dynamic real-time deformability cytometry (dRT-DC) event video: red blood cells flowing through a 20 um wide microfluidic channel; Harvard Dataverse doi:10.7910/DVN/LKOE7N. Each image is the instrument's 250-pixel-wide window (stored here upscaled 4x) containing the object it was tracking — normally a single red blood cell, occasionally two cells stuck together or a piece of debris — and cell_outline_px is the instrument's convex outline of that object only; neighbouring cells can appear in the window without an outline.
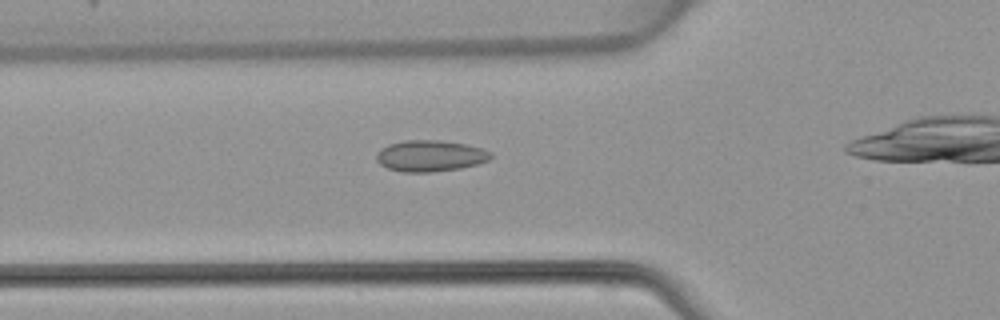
{"species": "common noctule bat (a hibernating species)", "species_latin": "Nyctalus noctula", "temperature_condition": "warm", "stored_images_in_passage": 33, "camera_frame_rate_fps": 3000, "um_per_image_px": 0.085, "animal": {"sex": "female", "body_mass_g": 22.7, "forearm_length_mm": 54.2}, "frame": {"image": 1, "passage_image": 9, "time_ms": 2.667, "image_size_px": [1000, 320], "cell_outline_px": [[492, 156], [488, 160], [476, 164], [460, 168], [432, 172], [400, 172], [388, 168], [380, 164], [376, 160], [376, 152], [380, 148], [388, 144], [404, 140], [440, 140], [468, 144], [492, 152]], "centroid_in_image_um": [36.53, 13.24], "position_along_channel_um": 89.3, "area_um2": 20.98}}
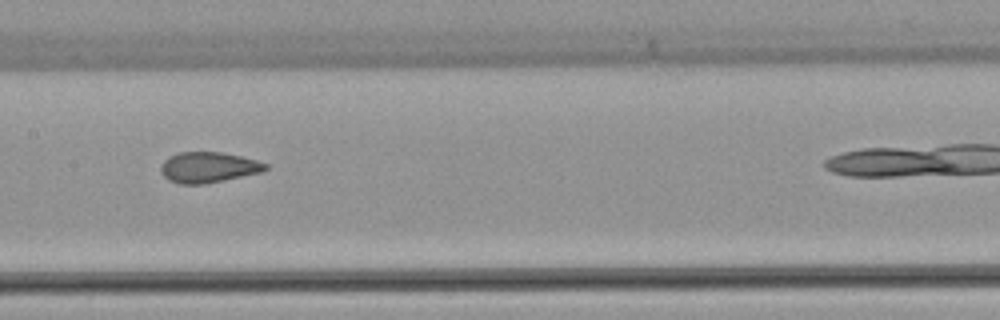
{"frame": {"image": 2, "passage_image": 16, "time_ms": 5.0, "image_size_px": [1000, 320], "cell_outline_px": [[268, 168], [264, 172], [204, 184], [180, 184], [168, 180], [160, 172], [160, 164], [164, 160], [180, 152], [220, 152], [240, 156], [256, 160], [268, 164]], "centroid_in_image_um": [17.72, 14.23], "position_along_channel_um": 189.7, "area_um2": 18.73}}
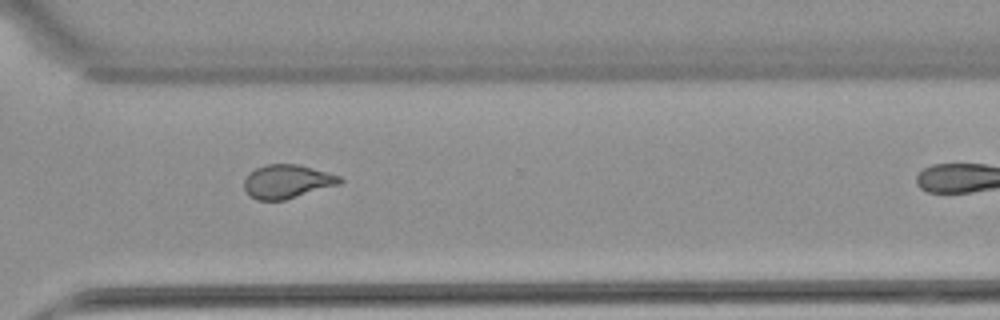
{"frame": {"image": 3, "passage_image": 27, "time_ms": 8.667, "image_size_px": [1000, 320], "cell_outline_px": [[344, 180], [340, 184], [284, 200], [256, 200], [244, 188], [244, 180], [256, 168], [268, 164], [296, 164], [312, 168], [340, 176]], "centroid_in_image_um": [24.43, 15.43], "position_along_channel_um": 346.2, "area_um2": 18.44}}